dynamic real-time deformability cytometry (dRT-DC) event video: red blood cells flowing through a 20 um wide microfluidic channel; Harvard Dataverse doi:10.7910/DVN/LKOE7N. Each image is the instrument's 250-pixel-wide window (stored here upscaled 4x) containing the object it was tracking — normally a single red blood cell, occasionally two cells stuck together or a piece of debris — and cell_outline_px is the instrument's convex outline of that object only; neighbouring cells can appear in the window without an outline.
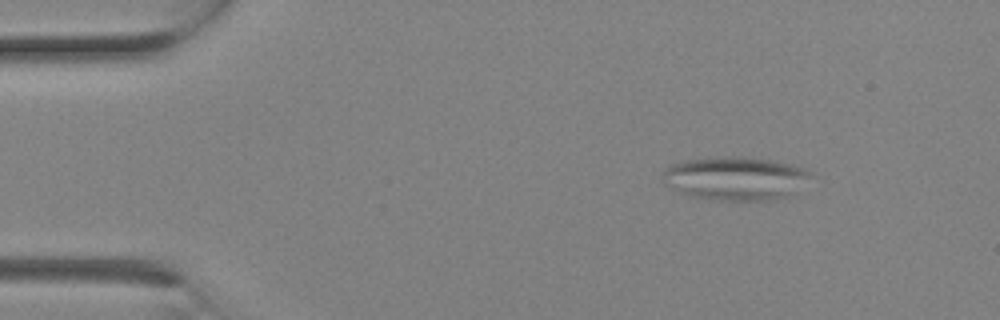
{"species": "Egyptian fruit bat (a non-hibernating species)", "species_latin": "Rousettus aegyptiacus", "temperature_condition": "room temperature", "stored_images_in_passage": 2, "camera_frame_rate_fps": 3000, "um_per_image_px": 0.085, "animal": {"sex": "female"}, "frame": {"image": 1, "passage_image": 1, "time_ms": 0.0, "image_size_px": [1000, 320], "cell_outline_px": [[812, 172], [788, 196], [768, 200], [712, 200], [688, 196], [664, 184], [664, 172], [672, 164], [684, 160], [724, 156], [740, 156], [772, 160], [804, 168]], "centroid_in_image_um": [62.44, 15.15], "position_along_channel_um": 22.6, "area_um2": 36.99}}